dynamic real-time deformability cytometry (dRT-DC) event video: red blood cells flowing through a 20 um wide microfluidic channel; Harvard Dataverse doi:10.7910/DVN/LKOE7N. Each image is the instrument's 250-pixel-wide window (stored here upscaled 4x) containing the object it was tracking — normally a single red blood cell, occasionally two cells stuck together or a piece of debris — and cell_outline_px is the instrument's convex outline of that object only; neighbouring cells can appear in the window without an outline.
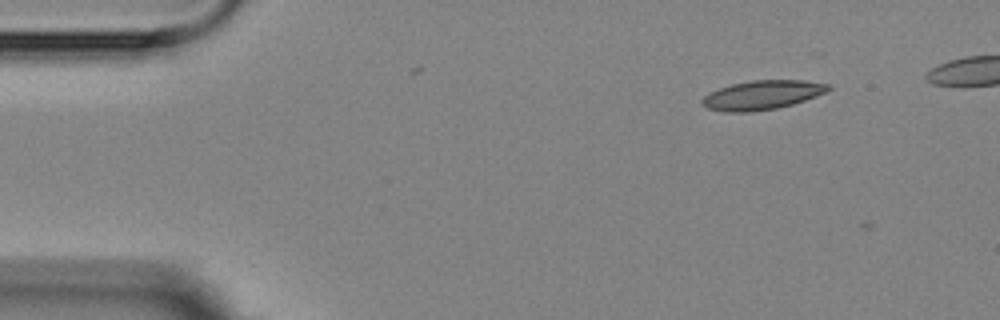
{"species": "Egyptian fruit bat (a non-hibernating species)", "species_latin": "Rousettus aegyptiacus", "temperature_condition": "room temperature", "stored_images_in_passage": 9, "camera_frame_rate_fps": 3000, "um_per_image_px": 0.085, "animal": {"sex": "female"}, "frame": {"image": 1, "passage_image": 1, "time_ms": 0.0, "image_size_px": [1000, 320], "cell_outline_px": [[832, 88], [828, 92], [792, 104], [776, 108], [752, 112], [724, 112], [708, 108], [700, 104], [700, 100], [708, 92], [732, 84], [752, 80], [804, 80], [832, 84]], "centroid_in_image_um": [64.79, 8.07], "position_along_channel_um": 20.2, "area_um2": 21.62}}
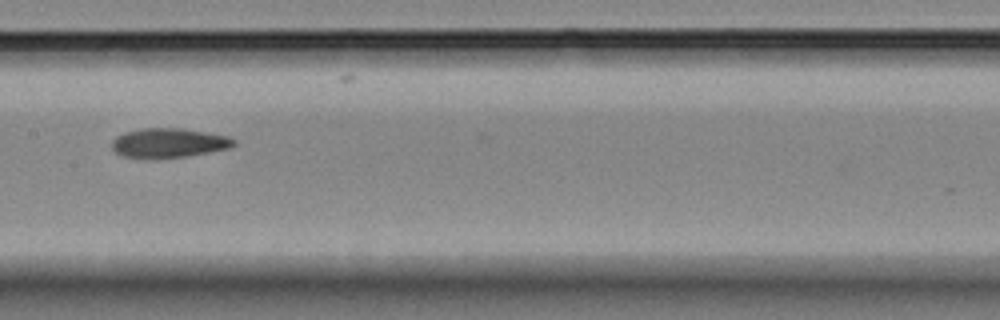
{"frame": {"image": 2, "passage_image": 7, "time_ms": 7.0, "image_size_px": [1000, 320], "cell_outline_px": [[236, 144], [232, 148], [188, 156], [152, 160], [148, 160], [120, 156], [112, 148], [112, 140], [116, 136], [124, 132], [144, 128], [184, 128], [228, 136], [236, 140]], "centroid_in_image_um": [14.33, 12.17], "position_along_channel_um": 193.1, "area_um2": 21.56}}
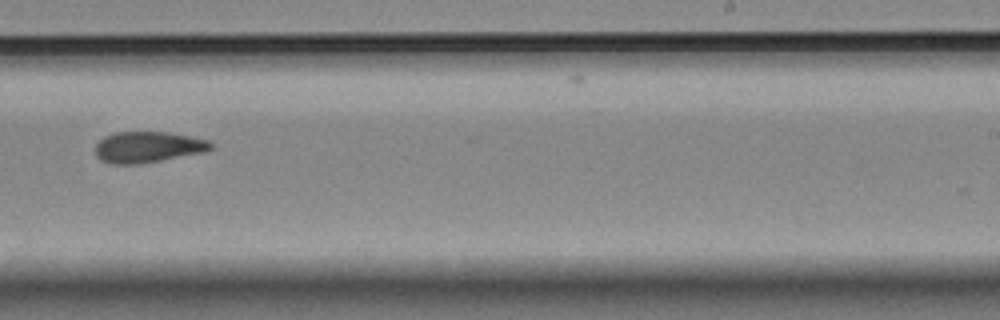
{"frame": {"image": 3, "passage_image": 9, "time_ms": 9.333, "image_size_px": [1000, 320], "cell_outline_px": [[212, 148], [204, 152], [140, 164], [112, 164], [100, 160], [96, 156], [96, 144], [104, 136], [116, 132], [168, 132], [208, 140], [212, 144]], "centroid_in_image_um": [12.54, 12.5], "position_along_channel_um": 276.5, "area_um2": 20.81}}